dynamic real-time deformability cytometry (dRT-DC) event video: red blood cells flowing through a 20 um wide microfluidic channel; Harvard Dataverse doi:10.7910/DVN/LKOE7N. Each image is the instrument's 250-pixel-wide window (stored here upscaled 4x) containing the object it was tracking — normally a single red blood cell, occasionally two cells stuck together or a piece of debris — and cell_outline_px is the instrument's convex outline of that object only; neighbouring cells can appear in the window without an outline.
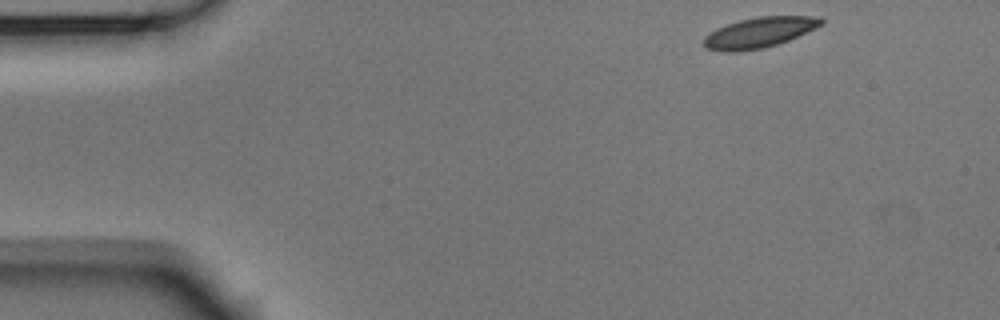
{"species": "Egyptian fruit bat (a non-hibernating species)", "species_latin": "Rousettus aegyptiacus", "temperature_condition": "room temperature", "stored_images_in_passage": 9, "camera_frame_rate_fps": 3000, "um_per_image_px": 0.085, "animal": {"sex": "male"}, "frame": {"image": 1, "passage_image": 1, "time_ms": 0.0, "image_size_px": [1000, 320], "cell_outline_px": [[824, 24], [788, 40], [764, 48], [736, 52], [724, 52], [704, 48], [704, 36], [716, 28], [740, 20], [756, 16], [820, 16], [824, 20]], "centroid_in_image_um": [64.52, 2.76], "position_along_channel_um": 20.5, "area_um2": 20.87}}
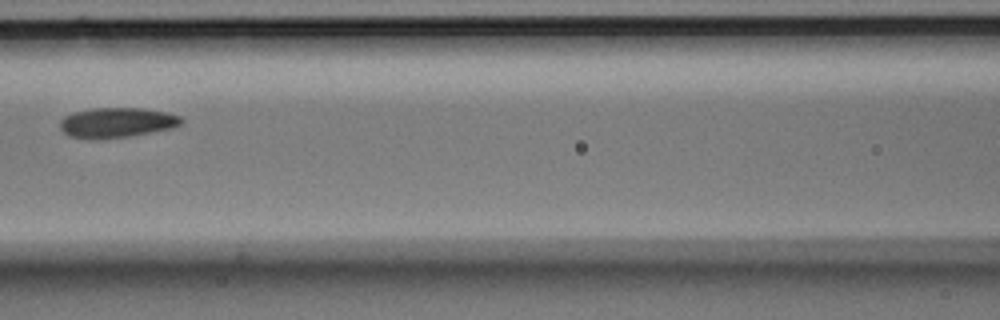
{"frame": {"image": 2, "passage_image": 6, "time_ms": 1.667, "image_size_px": [1000, 320], "cell_outline_px": [[184, 120], [180, 124], [172, 128], [128, 136], [104, 140], [92, 140], [68, 136], [60, 128], [60, 120], [64, 116], [72, 112], [92, 108], [140, 108], [164, 112], [180, 116]], "centroid_in_image_um": [9.86, 10.43], "position_along_channel_um": 156.7, "area_um2": 21.39}}
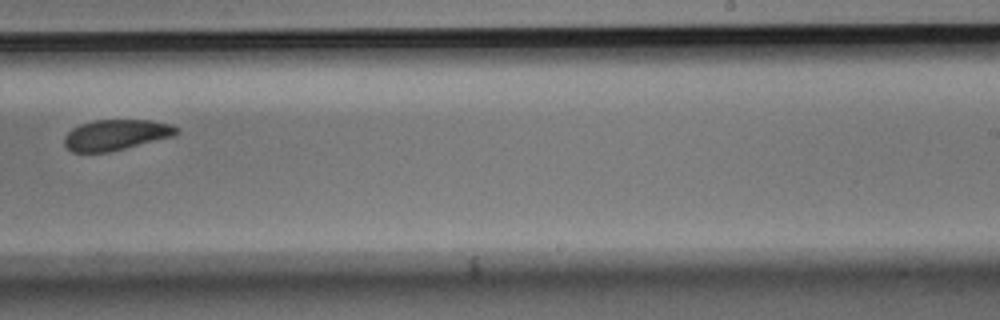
{"frame": {"image": 3, "passage_image": 9, "time_ms": 2.667, "image_size_px": [1000, 320], "cell_outline_px": [[180, 132], [176, 136], [108, 152], [72, 152], [64, 144], [64, 136], [72, 128], [80, 124], [96, 120], [148, 120], [172, 124], [180, 128]], "centroid_in_image_um": [9.9, 11.46], "position_along_channel_um": 279.1, "area_um2": 20.17}}